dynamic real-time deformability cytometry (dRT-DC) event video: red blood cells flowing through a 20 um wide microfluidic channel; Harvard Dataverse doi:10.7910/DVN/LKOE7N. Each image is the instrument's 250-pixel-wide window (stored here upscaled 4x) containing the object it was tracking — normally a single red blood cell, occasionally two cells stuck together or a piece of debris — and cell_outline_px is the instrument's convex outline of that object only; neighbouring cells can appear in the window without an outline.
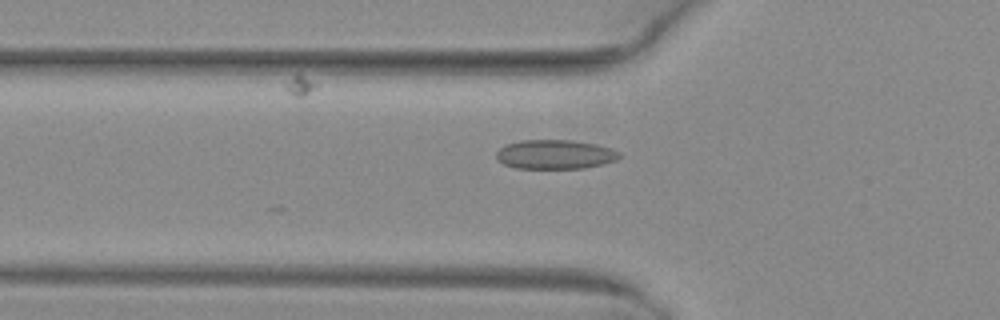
{"species": "common noctule bat (a hibernating species)", "species_latin": "Nyctalus noctula", "temperature_condition": "warm", "stored_images_in_passage": 20, "camera_frame_rate_fps": 3000, "um_per_image_px": 0.085, "animal": {"sex": "female", "body_mass_g": 29.2, "forearm_length_mm": 56.3}, "frame": {"image": 1, "passage_image": 9, "time_ms": 2.667, "image_size_px": [1000, 320], "cell_outline_px": [[620, 156], [616, 160], [584, 168], [516, 168], [504, 164], [496, 160], [496, 152], [500, 148], [508, 144], [520, 140], [572, 140], [596, 144], [612, 148], [620, 152]], "centroid_in_image_um": [47.17, 13.12], "position_along_channel_um": 78.6, "area_um2": 20.92}}
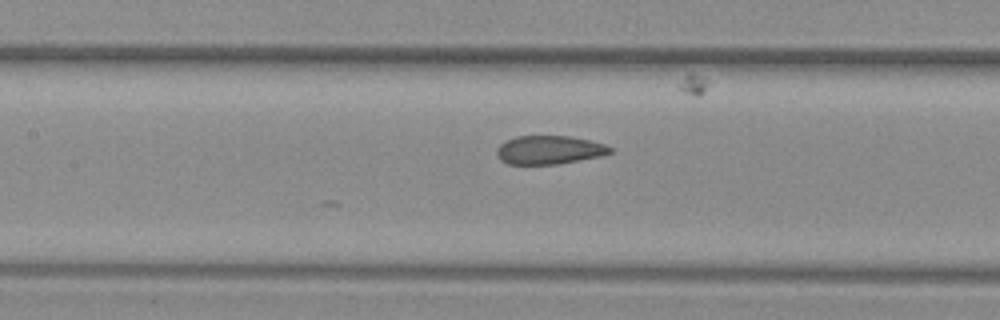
{"frame": {"image": 2, "passage_image": 15, "time_ms": 4.667, "image_size_px": [1000, 320], "cell_outline_px": [[612, 152], [600, 156], [556, 164], [508, 164], [500, 160], [496, 152], [496, 148], [500, 144], [516, 136], [568, 136], [588, 140], [604, 144], [612, 148]], "centroid_in_image_um": [46.65, 12.74], "position_along_channel_um": 160.7, "area_um2": 18.67}}
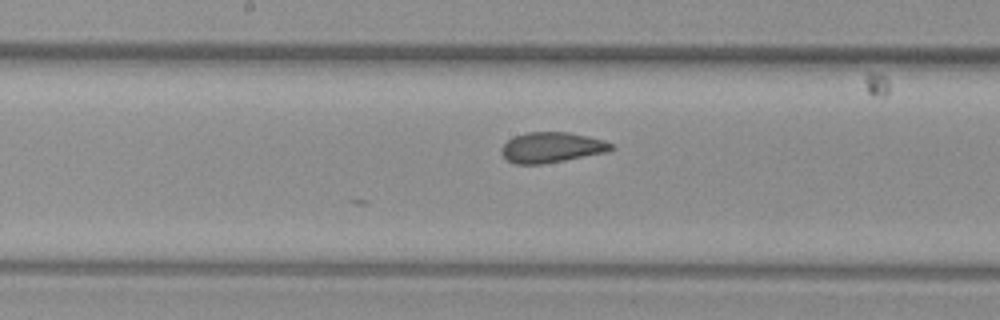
{"frame": {"image": 3, "passage_image": 18, "time_ms": 5.667, "image_size_px": [1000, 320], "cell_outline_px": [[616, 148], [608, 152], [564, 160], [540, 164], [516, 164], [508, 160], [500, 152], [500, 148], [512, 136], [528, 132], [568, 132], [588, 136], [604, 140], [612, 144]], "centroid_in_image_um": [46.89, 12.52], "position_along_channel_um": 201.3, "area_um2": 19.48}}